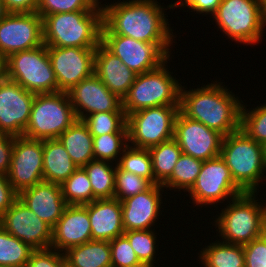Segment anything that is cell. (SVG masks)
<instances>
[{
    "instance_id": "1",
    "label": "cell",
    "mask_w": 266,
    "mask_h": 267,
    "mask_svg": "<svg viewBox=\"0 0 266 267\" xmlns=\"http://www.w3.org/2000/svg\"><path fill=\"white\" fill-rule=\"evenodd\" d=\"M111 3L105 2L101 34L123 35L146 43H177L165 11L173 10L172 3L167 8L158 0H113Z\"/></svg>"
},
{
    "instance_id": "2",
    "label": "cell",
    "mask_w": 266,
    "mask_h": 267,
    "mask_svg": "<svg viewBox=\"0 0 266 267\" xmlns=\"http://www.w3.org/2000/svg\"><path fill=\"white\" fill-rule=\"evenodd\" d=\"M207 85L181 86L179 111L208 128L227 136L240 129L242 100L221 80ZM186 87V88H185Z\"/></svg>"
},
{
    "instance_id": "3",
    "label": "cell",
    "mask_w": 266,
    "mask_h": 267,
    "mask_svg": "<svg viewBox=\"0 0 266 267\" xmlns=\"http://www.w3.org/2000/svg\"><path fill=\"white\" fill-rule=\"evenodd\" d=\"M42 19L46 46L96 48L101 43L103 11L99 9L56 13Z\"/></svg>"
},
{
    "instance_id": "4",
    "label": "cell",
    "mask_w": 266,
    "mask_h": 267,
    "mask_svg": "<svg viewBox=\"0 0 266 267\" xmlns=\"http://www.w3.org/2000/svg\"><path fill=\"white\" fill-rule=\"evenodd\" d=\"M258 195V193H243L231 199L229 204L226 202L222 206L224 208H220V213L216 211L218 215L212 218L215 219L212 221V226H215V232L217 231L215 238L219 237L220 241L229 244L244 245L262 236L266 203L259 202Z\"/></svg>"
},
{
    "instance_id": "5",
    "label": "cell",
    "mask_w": 266,
    "mask_h": 267,
    "mask_svg": "<svg viewBox=\"0 0 266 267\" xmlns=\"http://www.w3.org/2000/svg\"><path fill=\"white\" fill-rule=\"evenodd\" d=\"M220 156L234 182L245 193H259V188L264 184L262 181L266 180V165L260 143L239 129L223 137Z\"/></svg>"
},
{
    "instance_id": "6",
    "label": "cell",
    "mask_w": 266,
    "mask_h": 267,
    "mask_svg": "<svg viewBox=\"0 0 266 267\" xmlns=\"http://www.w3.org/2000/svg\"><path fill=\"white\" fill-rule=\"evenodd\" d=\"M170 59L172 58L158 68L136 76L128 94L122 100L126 116L150 107L180 106L182 82L173 76V70L169 71L167 63Z\"/></svg>"
},
{
    "instance_id": "7",
    "label": "cell",
    "mask_w": 266,
    "mask_h": 267,
    "mask_svg": "<svg viewBox=\"0 0 266 267\" xmlns=\"http://www.w3.org/2000/svg\"><path fill=\"white\" fill-rule=\"evenodd\" d=\"M77 117L67 92L36 94L23 136L30 139H58Z\"/></svg>"
},
{
    "instance_id": "8",
    "label": "cell",
    "mask_w": 266,
    "mask_h": 267,
    "mask_svg": "<svg viewBox=\"0 0 266 267\" xmlns=\"http://www.w3.org/2000/svg\"><path fill=\"white\" fill-rule=\"evenodd\" d=\"M210 18L226 39H232L235 44L258 46L263 40L266 29L261 19L260 0H221Z\"/></svg>"
},
{
    "instance_id": "9",
    "label": "cell",
    "mask_w": 266,
    "mask_h": 267,
    "mask_svg": "<svg viewBox=\"0 0 266 267\" xmlns=\"http://www.w3.org/2000/svg\"><path fill=\"white\" fill-rule=\"evenodd\" d=\"M6 78L34 94L57 92V81L45 44L6 58Z\"/></svg>"
},
{
    "instance_id": "10",
    "label": "cell",
    "mask_w": 266,
    "mask_h": 267,
    "mask_svg": "<svg viewBox=\"0 0 266 267\" xmlns=\"http://www.w3.org/2000/svg\"><path fill=\"white\" fill-rule=\"evenodd\" d=\"M179 106H157L127 116L128 145L149 149L174 138Z\"/></svg>"
},
{
    "instance_id": "11",
    "label": "cell",
    "mask_w": 266,
    "mask_h": 267,
    "mask_svg": "<svg viewBox=\"0 0 266 267\" xmlns=\"http://www.w3.org/2000/svg\"><path fill=\"white\" fill-rule=\"evenodd\" d=\"M243 193L245 192L234 182L225 161L218 156L203 161L197 180L186 196L189 195L195 207L209 208V205L216 207L226 200L228 203Z\"/></svg>"
},
{
    "instance_id": "12",
    "label": "cell",
    "mask_w": 266,
    "mask_h": 267,
    "mask_svg": "<svg viewBox=\"0 0 266 267\" xmlns=\"http://www.w3.org/2000/svg\"><path fill=\"white\" fill-rule=\"evenodd\" d=\"M101 43L137 75L161 66L171 57L170 52L175 45L146 43L116 34H101Z\"/></svg>"
},
{
    "instance_id": "13",
    "label": "cell",
    "mask_w": 266,
    "mask_h": 267,
    "mask_svg": "<svg viewBox=\"0 0 266 267\" xmlns=\"http://www.w3.org/2000/svg\"><path fill=\"white\" fill-rule=\"evenodd\" d=\"M43 44V19L37 12H9L0 21V53L5 58Z\"/></svg>"
},
{
    "instance_id": "14",
    "label": "cell",
    "mask_w": 266,
    "mask_h": 267,
    "mask_svg": "<svg viewBox=\"0 0 266 267\" xmlns=\"http://www.w3.org/2000/svg\"><path fill=\"white\" fill-rule=\"evenodd\" d=\"M7 178L18 194L43 181V140L14 136Z\"/></svg>"
},
{
    "instance_id": "15",
    "label": "cell",
    "mask_w": 266,
    "mask_h": 267,
    "mask_svg": "<svg viewBox=\"0 0 266 267\" xmlns=\"http://www.w3.org/2000/svg\"><path fill=\"white\" fill-rule=\"evenodd\" d=\"M95 49L47 46L57 81V92H69L94 73Z\"/></svg>"
},
{
    "instance_id": "16",
    "label": "cell",
    "mask_w": 266,
    "mask_h": 267,
    "mask_svg": "<svg viewBox=\"0 0 266 267\" xmlns=\"http://www.w3.org/2000/svg\"><path fill=\"white\" fill-rule=\"evenodd\" d=\"M223 135L180 111L174 122V139L182 153L206 161L220 156Z\"/></svg>"
},
{
    "instance_id": "17",
    "label": "cell",
    "mask_w": 266,
    "mask_h": 267,
    "mask_svg": "<svg viewBox=\"0 0 266 267\" xmlns=\"http://www.w3.org/2000/svg\"><path fill=\"white\" fill-rule=\"evenodd\" d=\"M0 225L34 250L51 247L52 227L19 199L0 217Z\"/></svg>"
},
{
    "instance_id": "18",
    "label": "cell",
    "mask_w": 266,
    "mask_h": 267,
    "mask_svg": "<svg viewBox=\"0 0 266 267\" xmlns=\"http://www.w3.org/2000/svg\"><path fill=\"white\" fill-rule=\"evenodd\" d=\"M35 96L15 81H0V133L23 136Z\"/></svg>"
},
{
    "instance_id": "19",
    "label": "cell",
    "mask_w": 266,
    "mask_h": 267,
    "mask_svg": "<svg viewBox=\"0 0 266 267\" xmlns=\"http://www.w3.org/2000/svg\"><path fill=\"white\" fill-rule=\"evenodd\" d=\"M77 120L93 113L125 112L122 100L93 73L67 92Z\"/></svg>"
},
{
    "instance_id": "20",
    "label": "cell",
    "mask_w": 266,
    "mask_h": 267,
    "mask_svg": "<svg viewBox=\"0 0 266 267\" xmlns=\"http://www.w3.org/2000/svg\"><path fill=\"white\" fill-rule=\"evenodd\" d=\"M165 188L152 185L148 190L121 201L124 231L152 229L163 215L161 210Z\"/></svg>"
},
{
    "instance_id": "21",
    "label": "cell",
    "mask_w": 266,
    "mask_h": 267,
    "mask_svg": "<svg viewBox=\"0 0 266 267\" xmlns=\"http://www.w3.org/2000/svg\"><path fill=\"white\" fill-rule=\"evenodd\" d=\"M92 240L88 210L84 205H67L52 228L51 247L64 253L71 247Z\"/></svg>"
},
{
    "instance_id": "22",
    "label": "cell",
    "mask_w": 266,
    "mask_h": 267,
    "mask_svg": "<svg viewBox=\"0 0 266 267\" xmlns=\"http://www.w3.org/2000/svg\"><path fill=\"white\" fill-rule=\"evenodd\" d=\"M18 199L52 228L67 206L61 186L44 180L22 190Z\"/></svg>"
},
{
    "instance_id": "23",
    "label": "cell",
    "mask_w": 266,
    "mask_h": 267,
    "mask_svg": "<svg viewBox=\"0 0 266 267\" xmlns=\"http://www.w3.org/2000/svg\"><path fill=\"white\" fill-rule=\"evenodd\" d=\"M94 74L121 100L128 94L137 76L102 43L95 49Z\"/></svg>"
},
{
    "instance_id": "24",
    "label": "cell",
    "mask_w": 266,
    "mask_h": 267,
    "mask_svg": "<svg viewBox=\"0 0 266 267\" xmlns=\"http://www.w3.org/2000/svg\"><path fill=\"white\" fill-rule=\"evenodd\" d=\"M84 206L88 210L92 240L110 242L124 234L120 200L96 199Z\"/></svg>"
},
{
    "instance_id": "25",
    "label": "cell",
    "mask_w": 266,
    "mask_h": 267,
    "mask_svg": "<svg viewBox=\"0 0 266 267\" xmlns=\"http://www.w3.org/2000/svg\"><path fill=\"white\" fill-rule=\"evenodd\" d=\"M77 168L58 139L43 140L44 181L61 185Z\"/></svg>"
},
{
    "instance_id": "26",
    "label": "cell",
    "mask_w": 266,
    "mask_h": 267,
    "mask_svg": "<svg viewBox=\"0 0 266 267\" xmlns=\"http://www.w3.org/2000/svg\"><path fill=\"white\" fill-rule=\"evenodd\" d=\"M58 140L64 145L77 167H84L94 160L93 136L82 120H76Z\"/></svg>"
},
{
    "instance_id": "27",
    "label": "cell",
    "mask_w": 266,
    "mask_h": 267,
    "mask_svg": "<svg viewBox=\"0 0 266 267\" xmlns=\"http://www.w3.org/2000/svg\"><path fill=\"white\" fill-rule=\"evenodd\" d=\"M201 247L198 261L201 267H245L243 245L229 244L217 239Z\"/></svg>"
},
{
    "instance_id": "28",
    "label": "cell",
    "mask_w": 266,
    "mask_h": 267,
    "mask_svg": "<svg viewBox=\"0 0 266 267\" xmlns=\"http://www.w3.org/2000/svg\"><path fill=\"white\" fill-rule=\"evenodd\" d=\"M74 267H112L109 241L91 240L64 252Z\"/></svg>"
},
{
    "instance_id": "29",
    "label": "cell",
    "mask_w": 266,
    "mask_h": 267,
    "mask_svg": "<svg viewBox=\"0 0 266 267\" xmlns=\"http://www.w3.org/2000/svg\"><path fill=\"white\" fill-rule=\"evenodd\" d=\"M116 166L108 161L94 159L83 167L88 174L96 199L114 198Z\"/></svg>"
},
{
    "instance_id": "30",
    "label": "cell",
    "mask_w": 266,
    "mask_h": 267,
    "mask_svg": "<svg viewBox=\"0 0 266 267\" xmlns=\"http://www.w3.org/2000/svg\"><path fill=\"white\" fill-rule=\"evenodd\" d=\"M155 180L163 184L173 173L182 150L174 138L149 148Z\"/></svg>"
},
{
    "instance_id": "31",
    "label": "cell",
    "mask_w": 266,
    "mask_h": 267,
    "mask_svg": "<svg viewBox=\"0 0 266 267\" xmlns=\"http://www.w3.org/2000/svg\"><path fill=\"white\" fill-rule=\"evenodd\" d=\"M202 163V160L182 153L175 164L173 173L162 186L166 188V190L169 188L170 191H180V194L181 190L187 193L195 184L201 171Z\"/></svg>"
},
{
    "instance_id": "32",
    "label": "cell",
    "mask_w": 266,
    "mask_h": 267,
    "mask_svg": "<svg viewBox=\"0 0 266 267\" xmlns=\"http://www.w3.org/2000/svg\"><path fill=\"white\" fill-rule=\"evenodd\" d=\"M60 186L67 205H84L96 200L83 167H78Z\"/></svg>"
},
{
    "instance_id": "33",
    "label": "cell",
    "mask_w": 266,
    "mask_h": 267,
    "mask_svg": "<svg viewBox=\"0 0 266 267\" xmlns=\"http://www.w3.org/2000/svg\"><path fill=\"white\" fill-rule=\"evenodd\" d=\"M34 251L0 225V267H26Z\"/></svg>"
},
{
    "instance_id": "34",
    "label": "cell",
    "mask_w": 266,
    "mask_h": 267,
    "mask_svg": "<svg viewBox=\"0 0 266 267\" xmlns=\"http://www.w3.org/2000/svg\"><path fill=\"white\" fill-rule=\"evenodd\" d=\"M122 170L149 180L153 185L159 184L152 172V158L149 149L128 145L117 164Z\"/></svg>"
},
{
    "instance_id": "35",
    "label": "cell",
    "mask_w": 266,
    "mask_h": 267,
    "mask_svg": "<svg viewBox=\"0 0 266 267\" xmlns=\"http://www.w3.org/2000/svg\"><path fill=\"white\" fill-rule=\"evenodd\" d=\"M128 146V133H109L93 136L95 160L118 164L123 151Z\"/></svg>"
},
{
    "instance_id": "36",
    "label": "cell",
    "mask_w": 266,
    "mask_h": 267,
    "mask_svg": "<svg viewBox=\"0 0 266 267\" xmlns=\"http://www.w3.org/2000/svg\"><path fill=\"white\" fill-rule=\"evenodd\" d=\"M89 128L92 136L109 133H128L125 112L93 113L82 120Z\"/></svg>"
},
{
    "instance_id": "37",
    "label": "cell",
    "mask_w": 266,
    "mask_h": 267,
    "mask_svg": "<svg viewBox=\"0 0 266 267\" xmlns=\"http://www.w3.org/2000/svg\"><path fill=\"white\" fill-rule=\"evenodd\" d=\"M155 234H158L157 231H155V227L148 230H134L124 232V235L128 238L139 261L152 267H155V263L157 264V262L155 261L157 259L156 255L159 250L157 235Z\"/></svg>"
},
{
    "instance_id": "38",
    "label": "cell",
    "mask_w": 266,
    "mask_h": 267,
    "mask_svg": "<svg viewBox=\"0 0 266 267\" xmlns=\"http://www.w3.org/2000/svg\"><path fill=\"white\" fill-rule=\"evenodd\" d=\"M242 103L240 129L263 145L266 143V102L248 109L245 106L247 103Z\"/></svg>"
},
{
    "instance_id": "39",
    "label": "cell",
    "mask_w": 266,
    "mask_h": 267,
    "mask_svg": "<svg viewBox=\"0 0 266 267\" xmlns=\"http://www.w3.org/2000/svg\"><path fill=\"white\" fill-rule=\"evenodd\" d=\"M152 185L149 180L116 166L114 198L123 201L148 190Z\"/></svg>"
},
{
    "instance_id": "40",
    "label": "cell",
    "mask_w": 266,
    "mask_h": 267,
    "mask_svg": "<svg viewBox=\"0 0 266 267\" xmlns=\"http://www.w3.org/2000/svg\"><path fill=\"white\" fill-rule=\"evenodd\" d=\"M94 9L88 0H39L36 12L43 18L56 13L92 11Z\"/></svg>"
},
{
    "instance_id": "41",
    "label": "cell",
    "mask_w": 266,
    "mask_h": 267,
    "mask_svg": "<svg viewBox=\"0 0 266 267\" xmlns=\"http://www.w3.org/2000/svg\"><path fill=\"white\" fill-rule=\"evenodd\" d=\"M112 267H125L142 264L134 252L128 238L123 234L109 242Z\"/></svg>"
},
{
    "instance_id": "42",
    "label": "cell",
    "mask_w": 266,
    "mask_h": 267,
    "mask_svg": "<svg viewBox=\"0 0 266 267\" xmlns=\"http://www.w3.org/2000/svg\"><path fill=\"white\" fill-rule=\"evenodd\" d=\"M245 267H266V239L260 236L243 245Z\"/></svg>"
},
{
    "instance_id": "43",
    "label": "cell",
    "mask_w": 266,
    "mask_h": 267,
    "mask_svg": "<svg viewBox=\"0 0 266 267\" xmlns=\"http://www.w3.org/2000/svg\"><path fill=\"white\" fill-rule=\"evenodd\" d=\"M64 260V253L55 249L35 250L31 254L26 267H61Z\"/></svg>"
},
{
    "instance_id": "44",
    "label": "cell",
    "mask_w": 266,
    "mask_h": 267,
    "mask_svg": "<svg viewBox=\"0 0 266 267\" xmlns=\"http://www.w3.org/2000/svg\"><path fill=\"white\" fill-rule=\"evenodd\" d=\"M220 3L221 0H176L172 4V8H187L191 10L190 12H196L195 14L209 15L210 19V16L216 12Z\"/></svg>"
},
{
    "instance_id": "45",
    "label": "cell",
    "mask_w": 266,
    "mask_h": 267,
    "mask_svg": "<svg viewBox=\"0 0 266 267\" xmlns=\"http://www.w3.org/2000/svg\"><path fill=\"white\" fill-rule=\"evenodd\" d=\"M18 199V193L11 186L7 175L0 173V217Z\"/></svg>"
},
{
    "instance_id": "46",
    "label": "cell",
    "mask_w": 266,
    "mask_h": 267,
    "mask_svg": "<svg viewBox=\"0 0 266 267\" xmlns=\"http://www.w3.org/2000/svg\"><path fill=\"white\" fill-rule=\"evenodd\" d=\"M14 144V136L0 133V173L7 175Z\"/></svg>"
},
{
    "instance_id": "47",
    "label": "cell",
    "mask_w": 266,
    "mask_h": 267,
    "mask_svg": "<svg viewBox=\"0 0 266 267\" xmlns=\"http://www.w3.org/2000/svg\"><path fill=\"white\" fill-rule=\"evenodd\" d=\"M8 12H36L39 0H3Z\"/></svg>"
},
{
    "instance_id": "48",
    "label": "cell",
    "mask_w": 266,
    "mask_h": 267,
    "mask_svg": "<svg viewBox=\"0 0 266 267\" xmlns=\"http://www.w3.org/2000/svg\"><path fill=\"white\" fill-rule=\"evenodd\" d=\"M6 78V58L0 53V81Z\"/></svg>"
},
{
    "instance_id": "49",
    "label": "cell",
    "mask_w": 266,
    "mask_h": 267,
    "mask_svg": "<svg viewBox=\"0 0 266 267\" xmlns=\"http://www.w3.org/2000/svg\"><path fill=\"white\" fill-rule=\"evenodd\" d=\"M261 19L264 27L266 26V0H260Z\"/></svg>"
},
{
    "instance_id": "50",
    "label": "cell",
    "mask_w": 266,
    "mask_h": 267,
    "mask_svg": "<svg viewBox=\"0 0 266 267\" xmlns=\"http://www.w3.org/2000/svg\"><path fill=\"white\" fill-rule=\"evenodd\" d=\"M101 0H88V2L94 7V8H96V9H99V10H101V11H103L106 7H107V5L106 4H101L103 1H101Z\"/></svg>"
},
{
    "instance_id": "51",
    "label": "cell",
    "mask_w": 266,
    "mask_h": 267,
    "mask_svg": "<svg viewBox=\"0 0 266 267\" xmlns=\"http://www.w3.org/2000/svg\"><path fill=\"white\" fill-rule=\"evenodd\" d=\"M9 12L6 10L3 0H0V21H2Z\"/></svg>"
},
{
    "instance_id": "52",
    "label": "cell",
    "mask_w": 266,
    "mask_h": 267,
    "mask_svg": "<svg viewBox=\"0 0 266 267\" xmlns=\"http://www.w3.org/2000/svg\"><path fill=\"white\" fill-rule=\"evenodd\" d=\"M262 236L266 239V211L262 222Z\"/></svg>"
},
{
    "instance_id": "53",
    "label": "cell",
    "mask_w": 266,
    "mask_h": 267,
    "mask_svg": "<svg viewBox=\"0 0 266 267\" xmlns=\"http://www.w3.org/2000/svg\"><path fill=\"white\" fill-rule=\"evenodd\" d=\"M262 149H263V158L266 165V143L262 145Z\"/></svg>"
},
{
    "instance_id": "54",
    "label": "cell",
    "mask_w": 266,
    "mask_h": 267,
    "mask_svg": "<svg viewBox=\"0 0 266 267\" xmlns=\"http://www.w3.org/2000/svg\"><path fill=\"white\" fill-rule=\"evenodd\" d=\"M125 267H152V266L142 263V264H136L133 266H125Z\"/></svg>"
},
{
    "instance_id": "55",
    "label": "cell",
    "mask_w": 266,
    "mask_h": 267,
    "mask_svg": "<svg viewBox=\"0 0 266 267\" xmlns=\"http://www.w3.org/2000/svg\"><path fill=\"white\" fill-rule=\"evenodd\" d=\"M61 267H74V266H72L68 261L64 260L61 263Z\"/></svg>"
}]
</instances>
